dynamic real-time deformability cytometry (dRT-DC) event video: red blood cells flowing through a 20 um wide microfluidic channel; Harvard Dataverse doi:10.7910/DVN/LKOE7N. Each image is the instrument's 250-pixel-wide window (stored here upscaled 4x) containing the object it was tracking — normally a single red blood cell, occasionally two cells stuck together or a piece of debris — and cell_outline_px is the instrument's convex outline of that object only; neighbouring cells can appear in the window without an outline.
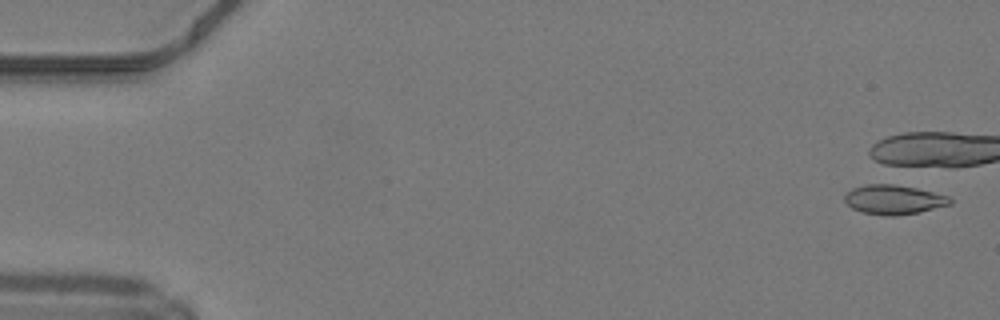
{"species": "common noctule bat (a hibernating species)", "species_latin": "Nyctalus noctula", "temperature_condition": "warm", "stored_images_in_passage": 2, "camera_frame_rate_fps": 3000, "um_per_image_px": 0.085, "animal": {"sex": "male", "body_mass_g": 19.2, "forearm_length_mm": 51.8}, "frame": {"image": 1, "passage_image": 2, "time_ms": 0.333, "image_size_px": [1000, 320], "cell_outline_px": [[952, 204], [920, 212], [896, 216], [884, 216], [860, 212], [852, 208], [844, 200], [844, 196], [852, 188], [864, 184], [884, 180], [948, 196], [952, 200]], "centroid_in_image_um": [75.93, 16.93], "position_along_channel_um": 9.1, "area_um2": 18.79}}